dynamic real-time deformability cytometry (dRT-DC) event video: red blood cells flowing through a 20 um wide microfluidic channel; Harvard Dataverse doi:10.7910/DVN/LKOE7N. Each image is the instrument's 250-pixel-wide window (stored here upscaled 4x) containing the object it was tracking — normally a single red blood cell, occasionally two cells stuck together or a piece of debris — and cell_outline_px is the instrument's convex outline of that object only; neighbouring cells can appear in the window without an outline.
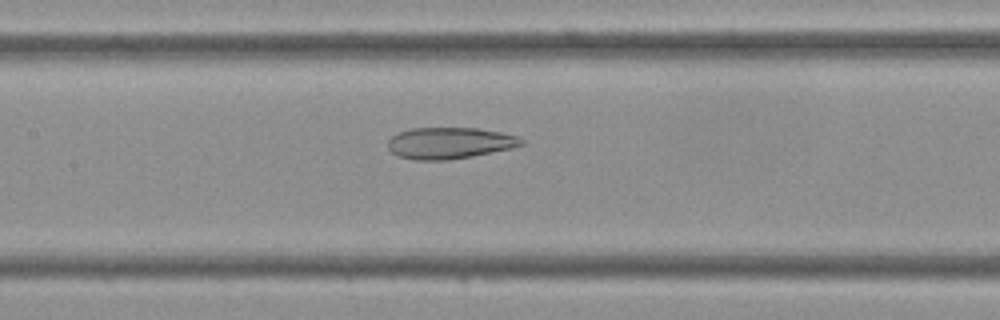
{"species": "Egyptian fruit bat (a non-hibernating species)", "species_latin": "Rousettus aegyptiacus", "temperature_condition": "cold", "stored_images_in_passage": 34, "camera_frame_rate_fps": 3000, "um_per_image_px": 0.085, "frame": {"image": 1, "passage_image": 11, "time_ms": 3.333, "image_size_px": [1000, 320], "cell_outline_px": [[524, 144], [512, 148], [472, 156], [448, 160], [416, 160], [400, 156], [392, 152], [388, 148], [388, 140], [392, 136], [400, 132], [412, 128], [476, 128], [500, 132], [520, 136], [524, 140]], "centroid_in_image_um": [38.24, 12.16], "position_along_channel_um": 169.2, "area_um2": 24.39}}
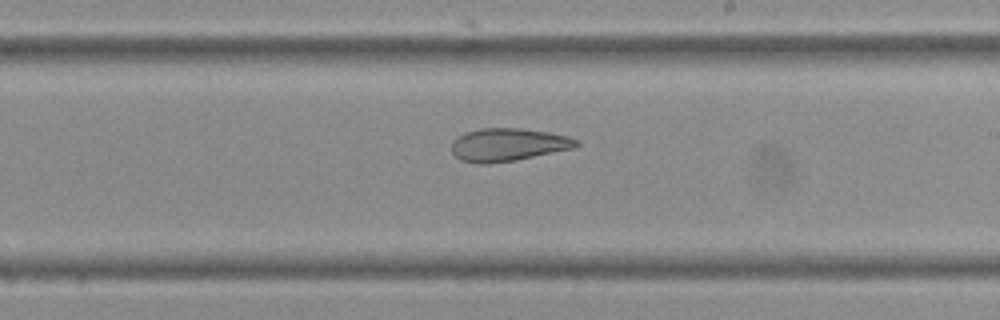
{"frame": {"image": 2, "passage_image": 16, "time_ms": 5.0, "image_size_px": [1000, 320], "cell_outline_px": [[580, 144], [576, 148], [516, 160], [484, 164], [476, 164], [460, 160], [452, 152], [452, 140], [456, 136], [464, 132], [480, 128], [520, 128], [548, 132], [568, 136], [580, 140]], "centroid_in_image_um": [43.19, 12.3], "position_along_channel_um": 245.8, "area_um2": 24.28}}
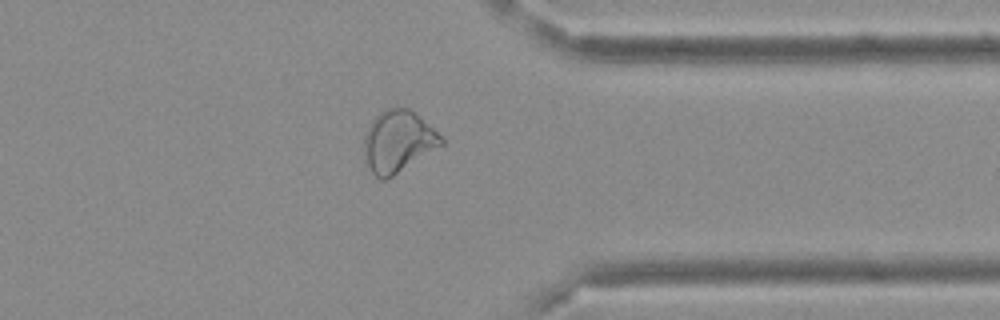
{"frame": {"image": 3, "passage_image": 25, "time_ms": 8.0, "image_size_px": [1000, 320], "cell_outline_px": [[444, 144], [392, 176], [384, 180], [380, 180], [372, 172], [364, 156], [364, 136], [372, 120], [380, 112], [388, 108], [408, 108], [432, 128], [444, 140]], "centroid_in_image_um": [33.81, 12.03], "position_along_channel_um": 377.6, "area_um2": 27.11}}